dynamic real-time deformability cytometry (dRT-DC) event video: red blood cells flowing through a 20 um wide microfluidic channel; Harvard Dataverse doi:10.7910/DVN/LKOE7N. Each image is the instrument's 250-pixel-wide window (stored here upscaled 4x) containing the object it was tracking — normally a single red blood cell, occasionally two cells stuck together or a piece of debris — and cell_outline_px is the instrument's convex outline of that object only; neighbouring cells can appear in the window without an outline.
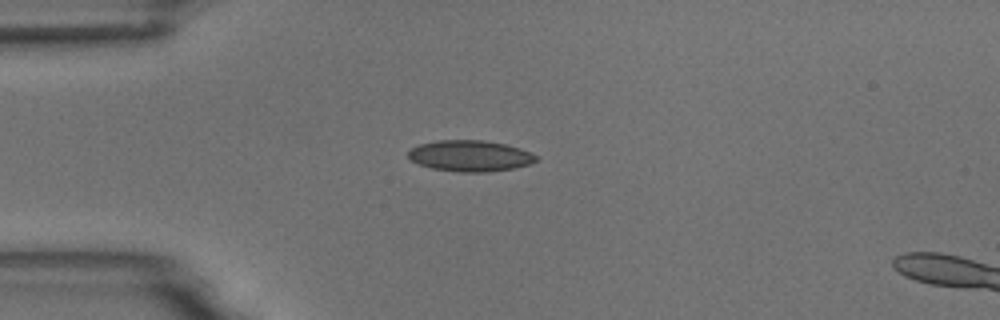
{"species": "common noctule bat (a hibernating species)", "species_latin": "Nyctalus noctula", "temperature_condition": "room temperature", "stored_images_in_passage": 5, "camera_frame_rate_fps": 3000, "um_per_image_px": 0.085, "animal": {"sex": "male", "body_mass_g": 18.8}, "frame": {"image": 1, "passage_image": 3, "time_ms": 2.333, "image_size_px": [1000, 320], "cell_outline_px": [[536, 160], [528, 164], [516, 168], [488, 172], [460, 172], [432, 168], [420, 164], [412, 160], [408, 156], [408, 152], [412, 148], [420, 144], [436, 140], [484, 140], [504, 144], [520, 148], [536, 156]], "centroid_in_image_um": [39.95, 13.25], "position_along_channel_um": 45.1, "area_um2": 22.95}}